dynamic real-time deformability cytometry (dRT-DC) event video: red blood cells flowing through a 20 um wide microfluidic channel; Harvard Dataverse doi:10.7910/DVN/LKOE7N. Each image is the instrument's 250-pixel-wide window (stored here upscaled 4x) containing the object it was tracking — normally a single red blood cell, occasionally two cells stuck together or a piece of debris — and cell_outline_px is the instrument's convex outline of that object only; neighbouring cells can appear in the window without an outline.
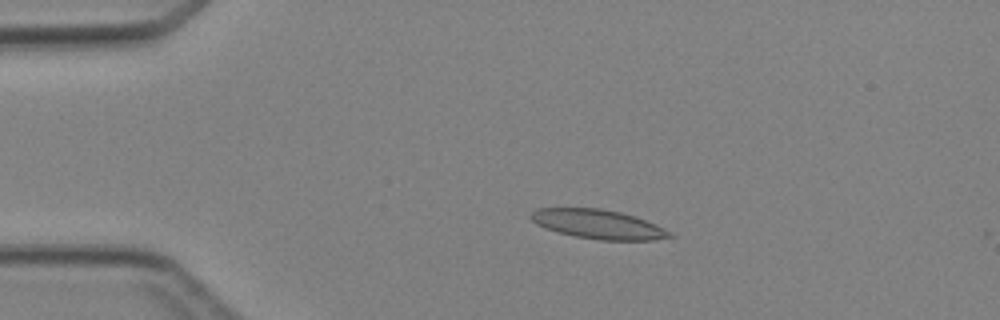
{"species": "Egyptian fruit bat (a non-hibernating species)", "species_latin": "Rousettus aegyptiacus", "temperature_condition": "cold", "stored_images_in_passage": 3, "camera_frame_rate_fps": 3000, "um_per_image_px": 0.085, "animal": {"sex": "female"}, "frame": {"image": 1, "passage_image": 2, "time_ms": 2.0, "image_size_px": [1000, 320], "cell_outline_px": [[676, 236], [652, 240], [600, 240], [576, 236], [544, 228], [536, 224], [528, 216], [536, 208], [600, 208], [620, 212], [656, 224], [672, 232]], "centroid_in_image_um": [50.84, 19.06], "position_along_channel_um": 34.2, "area_um2": 23.52}}